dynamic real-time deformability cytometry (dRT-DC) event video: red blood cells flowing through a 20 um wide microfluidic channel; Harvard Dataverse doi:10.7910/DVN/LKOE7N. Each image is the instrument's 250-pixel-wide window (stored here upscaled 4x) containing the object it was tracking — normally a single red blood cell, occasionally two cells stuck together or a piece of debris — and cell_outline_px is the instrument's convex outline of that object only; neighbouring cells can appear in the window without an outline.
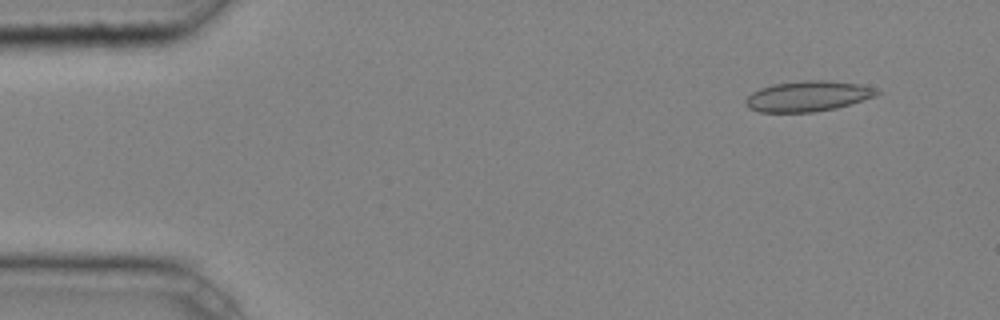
{"species": "common noctule bat (a hibernating species)", "species_latin": "Nyctalus noctula", "temperature_condition": "cold", "stored_images_in_passage": 6, "camera_frame_rate_fps": 3000, "um_per_image_px": 0.085, "animal": {"sex": "male", "body_mass_g": 20.4}, "frame": {"image": 1, "passage_image": 1, "time_ms": 0.0, "image_size_px": [1000, 320], "cell_outline_px": [[884, 92], [876, 96], [836, 108], [816, 112], [760, 112], [748, 108], [744, 104], [744, 100], [752, 92], [760, 88], [772, 84], [804, 80], [824, 80], [856, 84], [876, 88]], "centroid_in_image_um": [68.65, 8.18], "position_along_channel_um": 16.3, "area_um2": 23.41}}
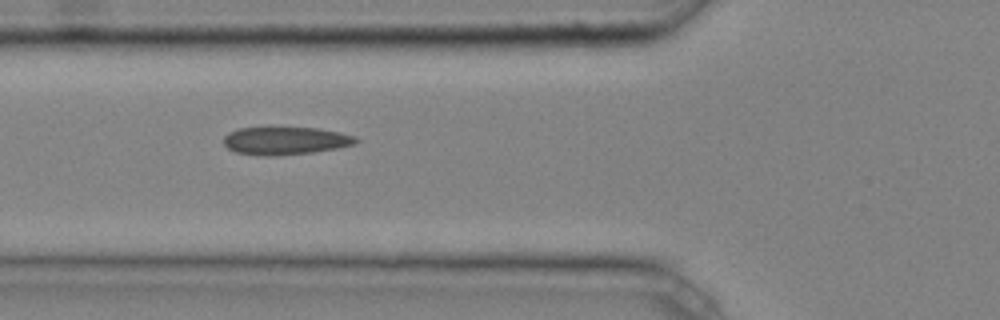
{"frame": {"image": 2, "passage_image": 4, "time_ms": 1.0, "image_size_px": [1000, 320], "cell_outline_px": [[360, 140], [356, 144], [336, 148], [312, 152], [280, 156], [256, 156], [236, 152], [228, 148], [224, 144], [224, 136], [228, 132], [240, 128], [316, 128], [340, 132], [356, 136]], "centroid_in_image_um": [24.26, 11.97], "position_along_channel_um": 101.5, "area_um2": 21.56}}
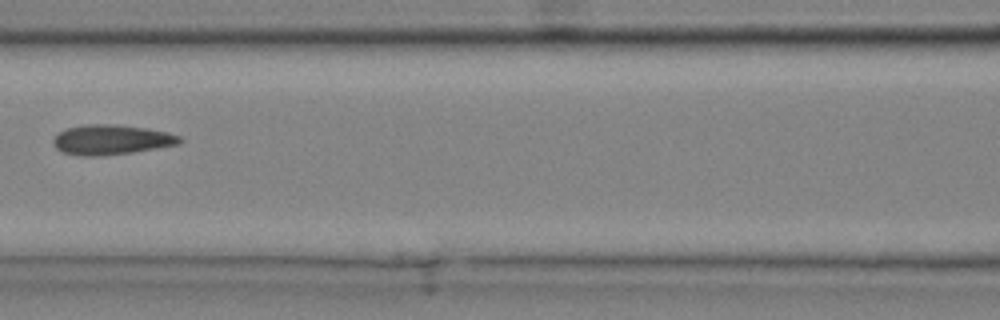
{"frame": {"image": 3, "passage_image": 5, "time_ms": 1.333, "image_size_px": [1000, 320], "cell_outline_px": [[184, 140], [180, 144], [132, 152], [100, 156], [80, 156], [64, 152], [56, 148], [52, 140], [60, 132], [68, 128], [84, 124], [116, 124], [148, 128], [168, 132], [180, 136]], "centroid_in_image_um": [9.5, 11.87], "position_along_channel_um": 157.1, "area_um2": 22.08}}